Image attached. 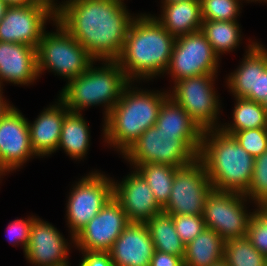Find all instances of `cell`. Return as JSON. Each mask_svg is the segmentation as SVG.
Instances as JSON below:
<instances>
[{
	"label": "cell",
	"instance_id": "6da1fadb",
	"mask_svg": "<svg viewBox=\"0 0 267 266\" xmlns=\"http://www.w3.org/2000/svg\"><path fill=\"white\" fill-rule=\"evenodd\" d=\"M123 0H69L58 5L56 21L95 60H117L134 20Z\"/></svg>",
	"mask_w": 267,
	"mask_h": 266
},
{
	"label": "cell",
	"instance_id": "7a4b0ae2",
	"mask_svg": "<svg viewBox=\"0 0 267 266\" xmlns=\"http://www.w3.org/2000/svg\"><path fill=\"white\" fill-rule=\"evenodd\" d=\"M156 18L143 14L135 17L129 27L117 61L130 82L135 77L149 79L167 72L176 37Z\"/></svg>",
	"mask_w": 267,
	"mask_h": 266
},
{
	"label": "cell",
	"instance_id": "3957f363",
	"mask_svg": "<svg viewBox=\"0 0 267 266\" xmlns=\"http://www.w3.org/2000/svg\"><path fill=\"white\" fill-rule=\"evenodd\" d=\"M198 158L203 162L214 190L243 194L248 190L255 158L232 135L220 128L205 130Z\"/></svg>",
	"mask_w": 267,
	"mask_h": 266
},
{
	"label": "cell",
	"instance_id": "277c9868",
	"mask_svg": "<svg viewBox=\"0 0 267 266\" xmlns=\"http://www.w3.org/2000/svg\"><path fill=\"white\" fill-rule=\"evenodd\" d=\"M129 85L130 82L105 118L103 129L107 143L123 154L143 132L156 124L160 107L169 97L163 92L131 91Z\"/></svg>",
	"mask_w": 267,
	"mask_h": 266
},
{
	"label": "cell",
	"instance_id": "5b68a950",
	"mask_svg": "<svg viewBox=\"0 0 267 266\" xmlns=\"http://www.w3.org/2000/svg\"><path fill=\"white\" fill-rule=\"evenodd\" d=\"M101 68H93V62L79 76L68 81L59 99L71 112H79L91 105L107 104L105 118L119 101L125 86L130 82L117 60H105ZM108 63V64H107Z\"/></svg>",
	"mask_w": 267,
	"mask_h": 266
},
{
	"label": "cell",
	"instance_id": "8992f818",
	"mask_svg": "<svg viewBox=\"0 0 267 266\" xmlns=\"http://www.w3.org/2000/svg\"><path fill=\"white\" fill-rule=\"evenodd\" d=\"M56 33L44 32L37 48V72L48 68L68 81L84 73L94 59L58 21Z\"/></svg>",
	"mask_w": 267,
	"mask_h": 266
},
{
	"label": "cell",
	"instance_id": "52a82bcc",
	"mask_svg": "<svg viewBox=\"0 0 267 266\" xmlns=\"http://www.w3.org/2000/svg\"><path fill=\"white\" fill-rule=\"evenodd\" d=\"M123 155L132 165L157 163L179 168L192 163L199 153L179 133L161 132L155 124Z\"/></svg>",
	"mask_w": 267,
	"mask_h": 266
},
{
	"label": "cell",
	"instance_id": "ba28073f",
	"mask_svg": "<svg viewBox=\"0 0 267 266\" xmlns=\"http://www.w3.org/2000/svg\"><path fill=\"white\" fill-rule=\"evenodd\" d=\"M212 190L206 168L196 158L177 169L169 201L163 211L171 215H203L206 198Z\"/></svg>",
	"mask_w": 267,
	"mask_h": 266
},
{
	"label": "cell",
	"instance_id": "9c48e42d",
	"mask_svg": "<svg viewBox=\"0 0 267 266\" xmlns=\"http://www.w3.org/2000/svg\"><path fill=\"white\" fill-rule=\"evenodd\" d=\"M243 193L212 190L205 201L203 220L206 228L214 230L225 241L247 235L253 212L246 213Z\"/></svg>",
	"mask_w": 267,
	"mask_h": 266
},
{
	"label": "cell",
	"instance_id": "30bf717a",
	"mask_svg": "<svg viewBox=\"0 0 267 266\" xmlns=\"http://www.w3.org/2000/svg\"><path fill=\"white\" fill-rule=\"evenodd\" d=\"M214 75L204 74L178 80L175 82L173 94H168L203 131L219 128L215 127L220 106L212 85Z\"/></svg>",
	"mask_w": 267,
	"mask_h": 266
},
{
	"label": "cell",
	"instance_id": "8fae6325",
	"mask_svg": "<svg viewBox=\"0 0 267 266\" xmlns=\"http://www.w3.org/2000/svg\"><path fill=\"white\" fill-rule=\"evenodd\" d=\"M219 56L200 31L176 37L167 68L174 82L204 74H216Z\"/></svg>",
	"mask_w": 267,
	"mask_h": 266
},
{
	"label": "cell",
	"instance_id": "7c38bea8",
	"mask_svg": "<svg viewBox=\"0 0 267 266\" xmlns=\"http://www.w3.org/2000/svg\"><path fill=\"white\" fill-rule=\"evenodd\" d=\"M113 183L105 175L92 173L74 186L67 203V219L74 238L113 197Z\"/></svg>",
	"mask_w": 267,
	"mask_h": 266
},
{
	"label": "cell",
	"instance_id": "4fadbf2b",
	"mask_svg": "<svg viewBox=\"0 0 267 266\" xmlns=\"http://www.w3.org/2000/svg\"><path fill=\"white\" fill-rule=\"evenodd\" d=\"M48 17L55 21L56 12L42 3L9 6L0 22V42L22 43L37 49Z\"/></svg>",
	"mask_w": 267,
	"mask_h": 266
},
{
	"label": "cell",
	"instance_id": "5bb4252c",
	"mask_svg": "<svg viewBox=\"0 0 267 266\" xmlns=\"http://www.w3.org/2000/svg\"><path fill=\"white\" fill-rule=\"evenodd\" d=\"M129 223L121 204L112 197L73 238L82 251L109 252Z\"/></svg>",
	"mask_w": 267,
	"mask_h": 266
},
{
	"label": "cell",
	"instance_id": "9a60e30c",
	"mask_svg": "<svg viewBox=\"0 0 267 266\" xmlns=\"http://www.w3.org/2000/svg\"><path fill=\"white\" fill-rule=\"evenodd\" d=\"M33 155L28 121L12 107L0 119V175L19 168Z\"/></svg>",
	"mask_w": 267,
	"mask_h": 266
},
{
	"label": "cell",
	"instance_id": "2e32d148",
	"mask_svg": "<svg viewBox=\"0 0 267 266\" xmlns=\"http://www.w3.org/2000/svg\"><path fill=\"white\" fill-rule=\"evenodd\" d=\"M113 197L121 204L129 222L146 223L163 211L144 178L134 171L120 184L113 183Z\"/></svg>",
	"mask_w": 267,
	"mask_h": 266
},
{
	"label": "cell",
	"instance_id": "e0dca14e",
	"mask_svg": "<svg viewBox=\"0 0 267 266\" xmlns=\"http://www.w3.org/2000/svg\"><path fill=\"white\" fill-rule=\"evenodd\" d=\"M60 232L51 224L34 218L25 256L37 266L68 265V245Z\"/></svg>",
	"mask_w": 267,
	"mask_h": 266
},
{
	"label": "cell",
	"instance_id": "ac0fdd59",
	"mask_svg": "<svg viewBox=\"0 0 267 266\" xmlns=\"http://www.w3.org/2000/svg\"><path fill=\"white\" fill-rule=\"evenodd\" d=\"M155 247L146 223L129 222L109 251L113 266H150Z\"/></svg>",
	"mask_w": 267,
	"mask_h": 266
},
{
	"label": "cell",
	"instance_id": "d6986e66",
	"mask_svg": "<svg viewBox=\"0 0 267 266\" xmlns=\"http://www.w3.org/2000/svg\"><path fill=\"white\" fill-rule=\"evenodd\" d=\"M37 77L36 48L22 43L0 42V86L2 80L25 85Z\"/></svg>",
	"mask_w": 267,
	"mask_h": 266
},
{
	"label": "cell",
	"instance_id": "ffe728a7",
	"mask_svg": "<svg viewBox=\"0 0 267 266\" xmlns=\"http://www.w3.org/2000/svg\"><path fill=\"white\" fill-rule=\"evenodd\" d=\"M69 111L59 99L58 105L45 109L33 124L28 122L30 142L36 156H46L58 150L64 117Z\"/></svg>",
	"mask_w": 267,
	"mask_h": 266
},
{
	"label": "cell",
	"instance_id": "44dd1931",
	"mask_svg": "<svg viewBox=\"0 0 267 266\" xmlns=\"http://www.w3.org/2000/svg\"><path fill=\"white\" fill-rule=\"evenodd\" d=\"M156 125L161 132L179 133L198 153L200 152L204 131L170 97L162 103Z\"/></svg>",
	"mask_w": 267,
	"mask_h": 266
},
{
	"label": "cell",
	"instance_id": "7402d4cb",
	"mask_svg": "<svg viewBox=\"0 0 267 266\" xmlns=\"http://www.w3.org/2000/svg\"><path fill=\"white\" fill-rule=\"evenodd\" d=\"M174 37L201 30V0H184L163 4V14L156 19Z\"/></svg>",
	"mask_w": 267,
	"mask_h": 266
},
{
	"label": "cell",
	"instance_id": "603a6c76",
	"mask_svg": "<svg viewBox=\"0 0 267 266\" xmlns=\"http://www.w3.org/2000/svg\"><path fill=\"white\" fill-rule=\"evenodd\" d=\"M225 240L205 228L185 245L184 266H214L224 261Z\"/></svg>",
	"mask_w": 267,
	"mask_h": 266
},
{
	"label": "cell",
	"instance_id": "cb8c5ba5",
	"mask_svg": "<svg viewBox=\"0 0 267 266\" xmlns=\"http://www.w3.org/2000/svg\"><path fill=\"white\" fill-rule=\"evenodd\" d=\"M88 128L80 112L69 111L64 117L58 148L62 147L74 159H81L89 147Z\"/></svg>",
	"mask_w": 267,
	"mask_h": 266
},
{
	"label": "cell",
	"instance_id": "d4e9b609",
	"mask_svg": "<svg viewBox=\"0 0 267 266\" xmlns=\"http://www.w3.org/2000/svg\"><path fill=\"white\" fill-rule=\"evenodd\" d=\"M155 250L184 259L185 244L176 232L171 214L160 212L146 222Z\"/></svg>",
	"mask_w": 267,
	"mask_h": 266
},
{
	"label": "cell",
	"instance_id": "484cf974",
	"mask_svg": "<svg viewBox=\"0 0 267 266\" xmlns=\"http://www.w3.org/2000/svg\"><path fill=\"white\" fill-rule=\"evenodd\" d=\"M134 166L151 188L155 200L163 208L169 201L178 167L157 163L134 164Z\"/></svg>",
	"mask_w": 267,
	"mask_h": 266
},
{
	"label": "cell",
	"instance_id": "4316f807",
	"mask_svg": "<svg viewBox=\"0 0 267 266\" xmlns=\"http://www.w3.org/2000/svg\"><path fill=\"white\" fill-rule=\"evenodd\" d=\"M248 48L242 65L231 73L227 84L236 98L252 100V92H256L257 82V43L250 44Z\"/></svg>",
	"mask_w": 267,
	"mask_h": 266
},
{
	"label": "cell",
	"instance_id": "83f0119b",
	"mask_svg": "<svg viewBox=\"0 0 267 266\" xmlns=\"http://www.w3.org/2000/svg\"><path fill=\"white\" fill-rule=\"evenodd\" d=\"M236 106L233 112L231 125L220 128L224 133L231 135L236 131L267 128V112L261 103L247 98H235Z\"/></svg>",
	"mask_w": 267,
	"mask_h": 266
},
{
	"label": "cell",
	"instance_id": "f1b7e54d",
	"mask_svg": "<svg viewBox=\"0 0 267 266\" xmlns=\"http://www.w3.org/2000/svg\"><path fill=\"white\" fill-rule=\"evenodd\" d=\"M237 21H212L203 20L201 32L211 44L214 52L231 51L239 45L240 30Z\"/></svg>",
	"mask_w": 267,
	"mask_h": 266
},
{
	"label": "cell",
	"instance_id": "f546056e",
	"mask_svg": "<svg viewBox=\"0 0 267 266\" xmlns=\"http://www.w3.org/2000/svg\"><path fill=\"white\" fill-rule=\"evenodd\" d=\"M266 260L247 236L225 241L224 262L228 266H266Z\"/></svg>",
	"mask_w": 267,
	"mask_h": 266
},
{
	"label": "cell",
	"instance_id": "4dcf8cb0",
	"mask_svg": "<svg viewBox=\"0 0 267 266\" xmlns=\"http://www.w3.org/2000/svg\"><path fill=\"white\" fill-rule=\"evenodd\" d=\"M244 195L255 200L258 207L267 206V150L255 158L253 176Z\"/></svg>",
	"mask_w": 267,
	"mask_h": 266
},
{
	"label": "cell",
	"instance_id": "1f68e13d",
	"mask_svg": "<svg viewBox=\"0 0 267 266\" xmlns=\"http://www.w3.org/2000/svg\"><path fill=\"white\" fill-rule=\"evenodd\" d=\"M238 0H201L202 20L237 21Z\"/></svg>",
	"mask_w": 267,
	"mask_h": 266
},
{
	"label": "cell",
	"instance_id": "d6a6232c",
	"mask_svg": "<svg viewBox=\"0 0 267 266\" xmlns=\"http://www.w3.org/2000/svg\"><path fill=\"white\" fill-rule=\"evenodd\" d=\"M246 236L251 244L267 257V206H259L253 212Z\"/></svg>",
	"mask_w": 267,
	"mask_h": 266
},
{
	"label": "cell",
	"instance_id": "836d02e7",
	"mask_svg": "<svg viewBox=\"0 0 267 266\" xmlns=\"http://www.w3.org/2000/svg\"><path fill=\"white\" fill-rule=\"evenodd\" d=\"M231 135L254 158L261 156L267 150V128L241 130Z\"/></svg>",
	"mask_w": 267,
	"mask_h": 266
},
{
	"label": "cell",
	"instance_id": "e575fe53",
	"mask_svg": "<svg viewBox=\"0 0 267 266\" xmlns=\"http://www.w3.org/2000/svg\"><path fill=\"white\" fill-rule=\"evenodd\" d=\"M172 218L176 232L185 245L206 228L202 215H172Z\"/></svg>",
	"mask_w": 267,
	"mask_h": 266
},
{
	"label": "cell",
	"instance_id": "d590c367",
	"mask_svg": "<svg viewBox=\"0 0 267 266\" xmlns=\"http://www.w3.org/2000/svg\"><path fill=\"white\" fill-rule=\"evenodd\" d=\"M267 97V50L257 44V82L256 92H252V100L263 103Z\"/></svg>",
	"mask_w": 267,
	"mask_h": 266
},
{
	"label": "cell",
	"instance_id": "8d00e7d4",
	"mask_svg": "<svg viewBox=\"0 0 267 266\" xmlns=\"http://www.w3.org/2000/svg\"><path fill=\"white\" fill-rule=\"evenodd\" d=\"M34 218H28L27 220L17 219L8 225V239L10 242L21 243L24 252L28 246L31 227ZM14 240V241H13Z\"/></svg>",
	"mask_w": 267,
	"mask_h": 266
},
{
	"label": "cell",
	"instance_id": "74e56055",
	"mask_svg": "<svg viewBox=\"0 0 267 266\" xmlns=\"http://www.w3.org/2000/svg\"><path fill=\"white\" fill-rule=\"evenodd\" d=\"M83 259L79 266H113L109 252L83 251Z\"/></svg>",
	"mask_w": 267,
	"mask_h": 266
},
{
	"label": "cell",
	"instance_id": "f35d334b",
	"mask_svg": "<svg viewBox=\"0 0 267 266\" xmlns=\"http://www.w3.org/2000/svg\"><path fill=\"white\" fill-rule=\"evenodd\" d=\"M150 266H184L183 258L155 250Z\"/></svg>",
	"mask_w": 267,
	"mask_h": 266
},
{
	"label": "cell",
	"instance_id": "ab89813d",
	"mask_svg": "<svg viewBox=\"0 0 267 266\" xmlns=\"http://www.w3.org/2000/svg\"><path fill=\"white\" fill-rule=\"evenodd\" d=\"M9 6L31 5L39 3L37 0H4Z\"/></svg>",
	"mask_w": 267,
	"mask_h": 266
},
{
	"label": "cell",
	"instance_id": "60d3db41",
	"mask_svg": "<svg viewBox=\"0 0 267 266\" xmlns=\"http://www.w3.org/2000/svg\"><path fill=\"white\" fill-rule=\"evenodd\" d=\"M7 102L3 100L0 86V119L12 108Z\"/></svg>",
	"mask_w": 267,
	"mask_h": 266
},
{
	"label": "cell",
	"instance_id": "b9f144b4",
	"mask_svg": "<svg viewBox=\"0 0 267 266\" xmlns=\"http://www.w3.org/2000/svg\"><path fill=\"white\" fill-rule=\"evenodd\" d=\"M8 7L9 5L4 0H0V22L4 18Z\"/></svg>",
	"mask_w": 267,
	"mask_h": 266
},
{
	"label": "cell",
	"instance_id": "7bdbcfd3",
	"mask_svg": "<svg viewBox=\"0 0 267 266\" xmlns=\"http://www.w3.org/2000/svg\"><path fill=\"white\" fill-rule=\"evenodd\" d=\"M39 3L45 4L48 7H50L52 10H54L55 12L58 11V6L55 5V3L53 2V0H37Z\"/></svg>",
	"mask_w": 267,
	"mask_h": 266
},
{
	"label": "cell",
	"instance_id": "ee69618b",
	"mask_svg": "<svg viewBox=\"0 0 267 266\" xmlns=\"http://www.w3.org/2000/svg\"><path fill=\"white\" fill-rule=\"evenodd\" d=\"M180 1H184V0H164L163 3L170 4V3L180 2Z\"/></svg>",
	"mask_w": 267,
	"mask_h": 266
},
{
	"label": "cell",
	"instance_id": "f6af8a7d",
	"mask_svg": "<svg viewBox=\"0 0 267 266\" xmlns=\"http://www.w3.org/2000/svg\"><path fill=\"white\" fill-rule=\"evenodd\" d=\"M262 106L266 109V112H267V97L264 100V102L262 103Z\"/></svg>",
	"mask_w": 267,
	"mask_h": 266
},
{
	"label": "cell",
	"instance_id": "bcb514c9",
	"mask_svg": "<svg viewBox=\"0 0 267 266\" xmlns=\"http://www.w3.org/2000/svg\"><path fill=\"white\" fill-rule=\"evenodd\" d=\"M214 266H228V265L224 261H222L219 264H216Z\"/></svg>",
	"mask_w": 267,
	"mask_h": 266
},
{
	"label": "cell",
	"instance_id": "7dc6e473",
	"mask_svg": "<svg viewBox=\"0 0 267 266\" xmlns=\"http://www.w3.org/2000/svg\"><path fill=\"white\" fill-rule=\"evenodd\" d=\"M248 1H249V0H248ZM251 1H255V2H256V1H258V0H251ZM259 1H260V0H259ZM261 1H265V2H266L267 0H261Z\"/></svg>",
	"mask_w": 267,
	"mask_h": 266
}]
</instances>
